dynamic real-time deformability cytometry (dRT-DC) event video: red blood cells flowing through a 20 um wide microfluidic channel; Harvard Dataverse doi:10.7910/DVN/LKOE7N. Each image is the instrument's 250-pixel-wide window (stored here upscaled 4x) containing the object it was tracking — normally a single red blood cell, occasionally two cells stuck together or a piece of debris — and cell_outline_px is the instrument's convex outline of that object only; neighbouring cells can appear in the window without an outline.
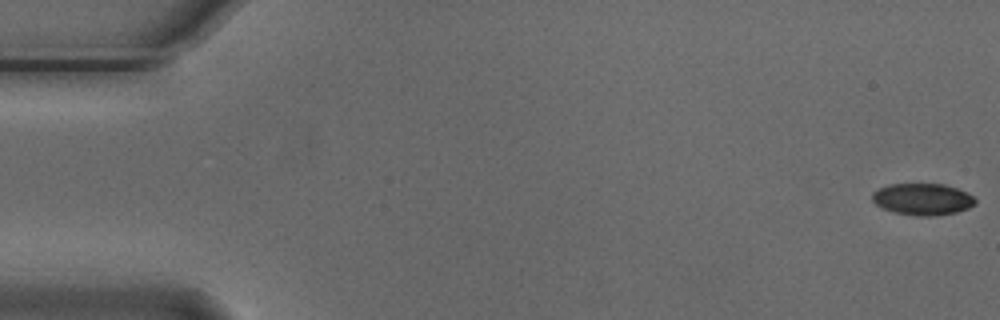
{"species": "Egyptian fruit bat (a non-hibernating species)", "species_latin": "Rousettus aegyptiacus", "temperature_condition": "cold", "stored_images_in_passage": 4, "camera_frame_rate_fps": 3000, "um_per_image_px": 0.085, "animal": {"sex": "male"}, "frame": {"image": 1, "passage_image": 1, "time_ms": 0.0, "image_size_px": [1000, 320], "cell_outline_px": [[976, 204], [968, 208], [956, 212], [932, 216], [920, 216], [896, 212], [884, 208], [876, 204], [872, 200], [872, 192], [888, 184], [944, 184], [956, 188], [972, 196], [976, 200]], "centroid_in_image_um": [78.42, 16.92], "position_along_channel_um": 6.6, "area_um2": 18.79}}
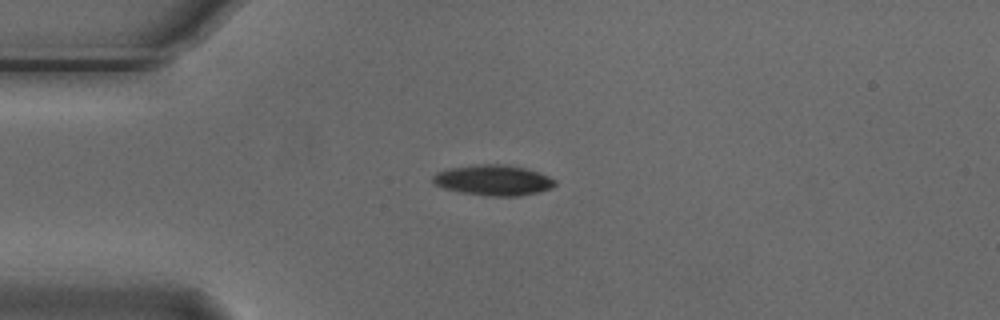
{"frame": {"image": 2, "passage_image": 4, "time_ms": 1.0, "image_size_px": [1000, 320], "cell_outline_px": [[556, 184], [552, 188], [540, 192], [520, 196], [484, 196], [460, 192], [444, 188], [436, 184], [432, 180], [432, 176], [436, 172], [452, 168], [480, 164], [500, 164], [524, 168], [548, 176], [556, 180]], "centroid_in_image_um": [41.94, 15.33], "position_along_channel_um": 43.1, "area_um2": 21.62}}